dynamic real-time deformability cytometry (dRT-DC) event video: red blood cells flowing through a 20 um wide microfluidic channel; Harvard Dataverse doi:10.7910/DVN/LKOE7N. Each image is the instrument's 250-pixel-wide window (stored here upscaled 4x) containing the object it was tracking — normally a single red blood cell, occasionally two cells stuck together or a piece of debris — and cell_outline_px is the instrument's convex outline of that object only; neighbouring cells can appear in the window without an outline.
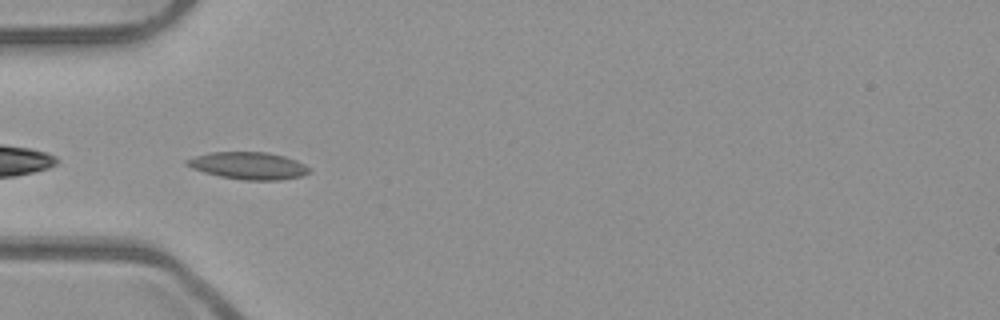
{"species": "common noctule bat (a hibernating species)", "species_latin": "Nyctalus noctula", "temperature_condition": "room temperature", "stored_images_in_passage": 31, "camera_frame_rate_fps": 3000, "um_per_image_px": 0.085, "animal": {"sex": "male", "body_mass_g": 23.1, "forearm_length_mm": 52.7}, "frame": {"image": 1, "passage_image": 2, "time_ms": 0.333, "image_size_px": [1000, 320], "cell_outline_px": [[312, 172], [300, 176], [280, 180], [244, 180], [220, 176], [204, 172], [192, 168], [184, 164], [184, 160], [196, 156], [212, 152], [268, 152], [284, 156], [296, 160], [312, 168]], "centroid_in_image_um": [21.14, 14.08], "position_along_channel_um": 63.9, "area_um2": 19.48}}
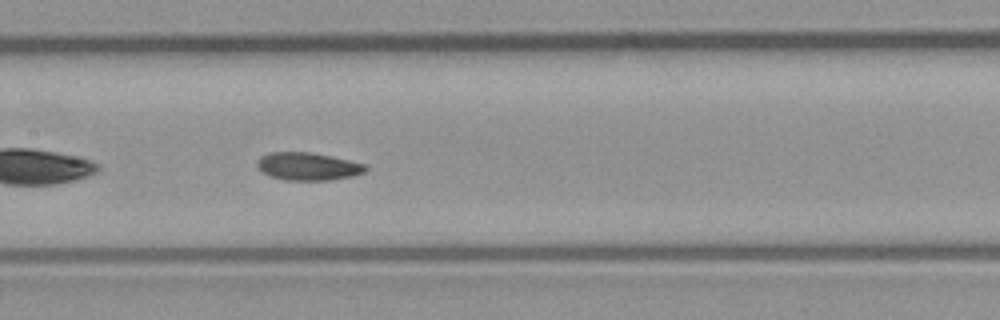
{"frame": {"image": 2, "passage_image": 11, "time_ms": 3.333, "image_size_px": [1000, 320], "cell_outline_px": [[368, 168], [364, 172], [352, 176], [328, 180], [284, 180], [272, 176], [256, 168], [256, 160], [260, 156], [268, 152], [308, 152], [332, 156], [368, 164]], "centroid_in_image_um": [26.17, 14.13], "position_along_channel_um": 181.2, "area_um2": 17.69}}
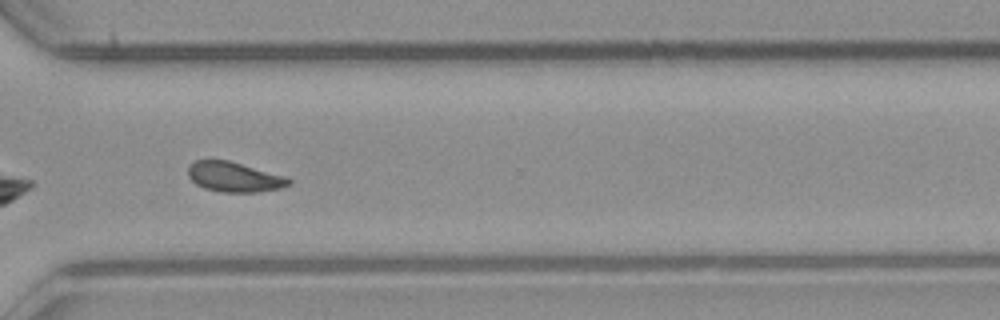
{"frame": {"image": 3, "passage_image": 24, "time_ms": 7.667, "image_size_px": [1000, 320], "cell_outline_px": [[292, 184], [280, 188], [260, 192], [220, 192], [204, 188], [196, 184], [188, 176], [188, 164], [196, 160], [228, 160], [284, 176], [292, 180]], "centroid_in_image_um": [19.89, 15.05], "position_along_channel_um": 350.7, "area_um2": 17.57}, "authors_computed_cell_mechanics": {"area_um2": 17.5712, "velocity_mm_per_s": 3.9248, "shape_relaxation_time_tau1_ms": null, "shape_relaxation_time_tau2_ms": 5.7203, "deformation_change_tau1": null, "deformation_change_tau2": 0.1237}}